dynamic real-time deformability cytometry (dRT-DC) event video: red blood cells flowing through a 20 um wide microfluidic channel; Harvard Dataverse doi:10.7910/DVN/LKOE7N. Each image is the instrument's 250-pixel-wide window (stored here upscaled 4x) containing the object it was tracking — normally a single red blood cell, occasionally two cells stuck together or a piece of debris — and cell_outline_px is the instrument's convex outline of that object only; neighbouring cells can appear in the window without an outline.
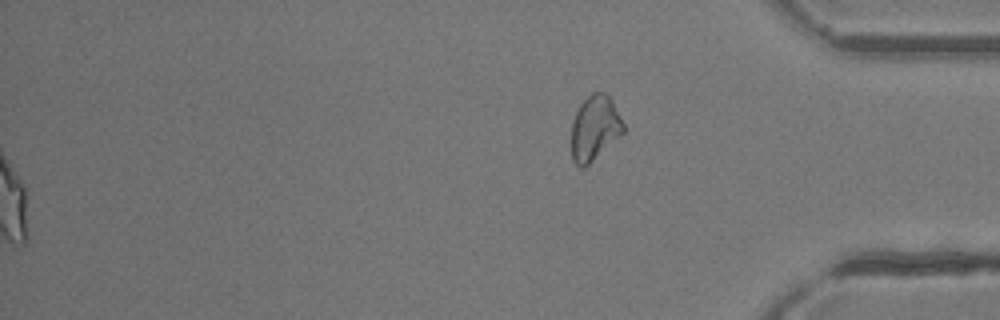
{"species": "common noctule bat (a hibernating species)", "species_latin": "Nyctalus noctula", "temperature_condition": "room temperature", "stored_images_in_passage": 48, "segment_of_instrument_passage": [2, 2], "camera_frame_rate_fps": 3000, "um_per_image_px": 0.085, "animal": {"sex": "female"}, "frame": {"image": 1, "passage_image": 48, "time_ms": 15.667, "image_size_px": [1000, 320], "cell_outline_px": [[624, 132], [584, 168], [580, 168], [572, 160], [572, 120], [580, 104], [592, 92], [604, 92], [612, 100], [624, 124]], "centroid_in_image_um": [50.54, 10.88], "position_along_channel_um": 384.7, "area_um2": 19.48}}